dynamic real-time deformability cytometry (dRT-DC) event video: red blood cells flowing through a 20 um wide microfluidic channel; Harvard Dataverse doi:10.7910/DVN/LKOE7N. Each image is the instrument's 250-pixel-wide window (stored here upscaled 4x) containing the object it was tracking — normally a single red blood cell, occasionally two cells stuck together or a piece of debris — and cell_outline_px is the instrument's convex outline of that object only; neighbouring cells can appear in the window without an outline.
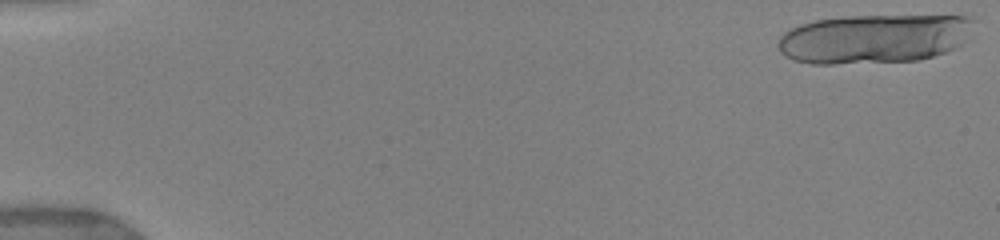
{"species": "human", "species_latin": "Homo sapiens", "temperature_condition": "warm", "stored_images_in_passage": 17, "camera_frame_rate_fps": 3000, "um_per_image_px": 0.085, "donor": {"sex": "female"}, "frame": {"image": 1, "passage_image": 1, "time_ms": 0.0, "image_size_px": [1000, 240], "cell_outline_px": [[972, 20], [960, 44], [956, 48], [920, 60], [836, 64], [812, 64], [792, 60], [784, 56], [780, 52], [776, 44], [780, 36], [784, 32], [800, 24], [816, 20], [848, 16], [972, 16]], "centroid_in_image_um": [74.17, 3.3], "position_along_channel_um": 10.8, "area_um2": 55.72}}